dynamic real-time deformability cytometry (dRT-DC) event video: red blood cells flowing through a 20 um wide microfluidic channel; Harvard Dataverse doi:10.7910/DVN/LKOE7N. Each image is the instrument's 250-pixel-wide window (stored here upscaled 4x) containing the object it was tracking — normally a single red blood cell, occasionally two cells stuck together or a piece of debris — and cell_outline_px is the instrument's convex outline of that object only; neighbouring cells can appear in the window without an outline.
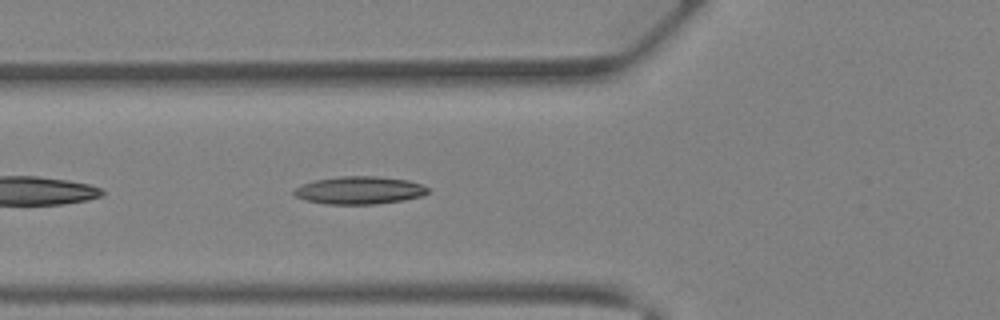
{"species": "Egyptian fruit bat (a non-hibernating species)", "species_latin": "Rousettus aegyptiacus", "temperature_condition": "warm", "stored_images_in_passage": 40, "camera_frame_rate_fps": 3000, "um_per_image_px": 0.085, "animal": {"sex": "female"}, "frame": {"image": 1, "passage_image": 15, "time_ms": 4.667, "image_size_px": [1000, 320], "cell_outline_px": [[428, 192], [420, 196], [404, 200], [376, 204], [324, 204], [304, 200], [296, 196], [292, 192], [296, 188], [312, 180], [340, 176], [376, 176], [408, 180], [420, 184], [428, 188]], "centroid_in_image_um": [30.52, 16.17], "position_along_channel_um": 95.3, "area_um2": 21.62}}
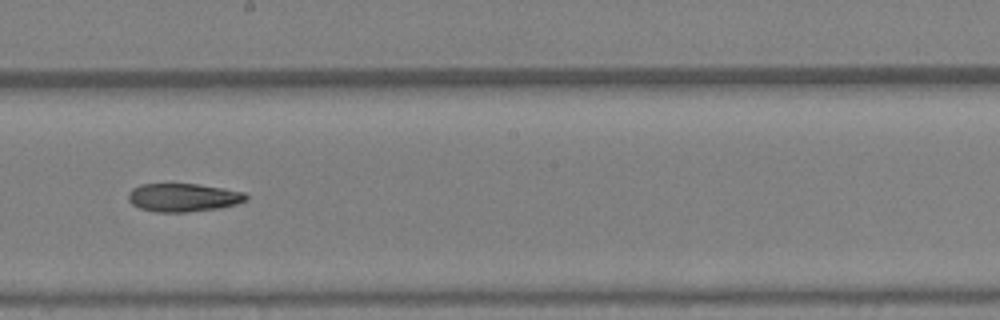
{"frame": {"image": 2, "passage_image": 23, "time_ms": 7.333, "image_size_px": [1000, 320], "cell_outline_px": [[248, 196], [244, 200], [236, 204], [216, 208], [188, 212], [156, 212], [140, 208], [132, 204], [128, 200], [128, 192], [132, 188], [140, 184], [196, 184], [224, 188], [244, 192]], "centroid_in_image_um": [15.53, 16.78], "position_along_channel_um": 232.7, "area_um2": 19.31}}
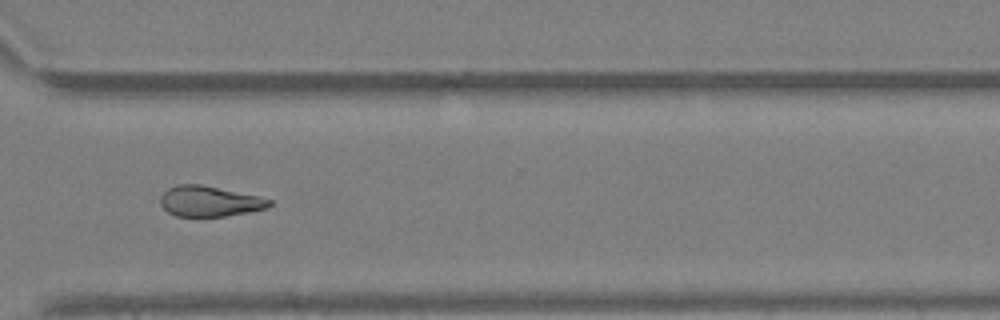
{"frame": {"image": 3, "passage_image": 30, "time_ms": 9.667, "image_size_px": [1000, 320], "cell_outline_px": [[272, 204], [268, 208], [248, 212], [224, 216], [176, 216], [168, 212], [160, 204], [160, 196], [168, 188], [176, 184], [200, 184], [256, 196], [272, 200]], "centroid_in_image_um": [17.77, 17.11], "position_along_channel_um": 352.8, "area_um2": 19.19}}